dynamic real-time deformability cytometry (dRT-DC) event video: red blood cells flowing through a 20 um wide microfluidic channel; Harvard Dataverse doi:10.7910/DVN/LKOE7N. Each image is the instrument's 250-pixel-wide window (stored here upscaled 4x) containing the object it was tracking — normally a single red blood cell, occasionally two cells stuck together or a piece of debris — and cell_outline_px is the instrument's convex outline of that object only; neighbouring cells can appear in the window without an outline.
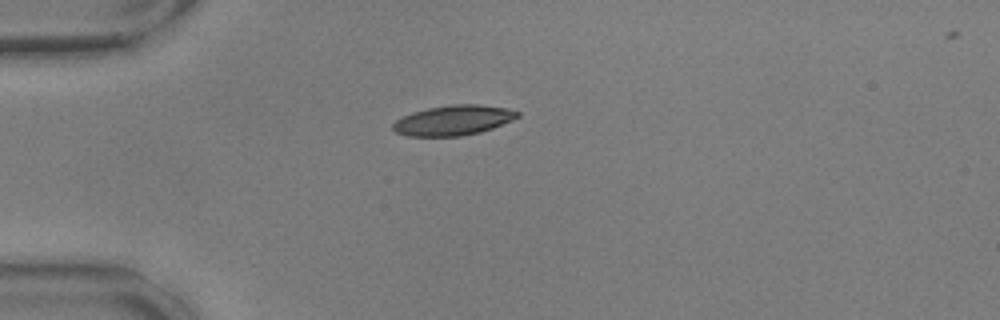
{"species": "common noctule bat (a hibernating species)", "species_latin": "Nyctalus noctula", "temperature_condition": "warm", "stored_images_in_passage": 42, "camera_frame_rate_fps": 3000, "um_per_image_px": 0.085, "animal": {"sex": "male", "body_mass_g": 17.9, "forearm_length_mm": 54.2}, "frame": {"image": 1, "passage_image": 1, "time_ms": 0.0, "image_size_px": [1000, 320], "cell_outline_px": [[520, 116], [512, 120], [492, 128], [480, 132], [460, 136], [404, 136], [396, 132], [392, 128], [392, 124], [396, 120], [412, 112], [428, 108], [452, 104], [480, 104], [508, 108], [520, 112]], "centroid_in_image_um": [38.54, 10.22], "position_along_channel_um": 46.5, "area_um2": 21.85}}
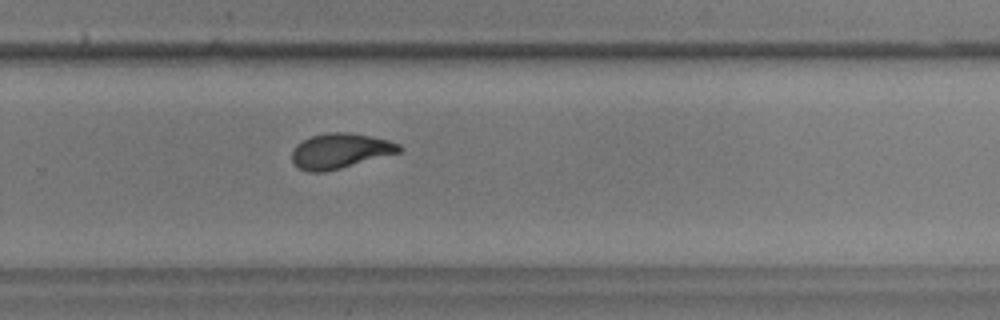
{"frame": {"image": 2, "passage_image": 24, "time_ms": 7.667, "image_size_px": [1000, 320], "cell_outline_px": [[404, 148], [400, 152], [340, 168], [324, 172], [308, 172], [292, 164], [292, 148], [296, 144], [312, 136], [328, 132], [348, 132], [372, 136], [388, 140], [400, 144]], "centroid_in_image_um": [28.9, 12.82], "position_along_channel_um": 300.9, "area_um2": 21.96}}
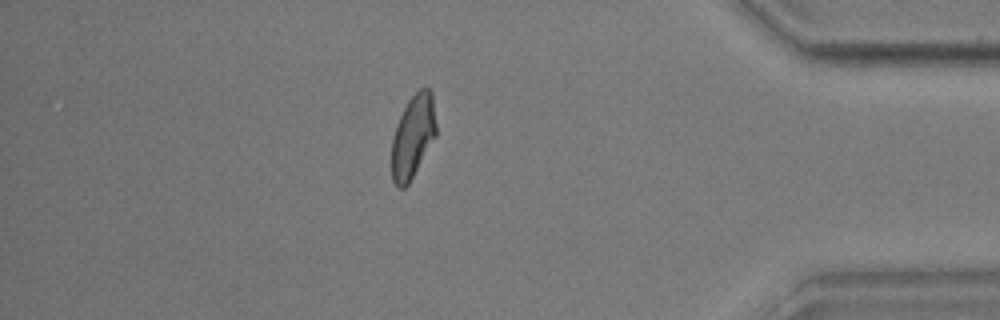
{"frame": {"image": 3, "passage_image": 35, "time_ms": 11.333, "image_size_px": [1000, 320], "cell_outline_px": [[436, 136], [408, 184], [404, 188], [400, 188], [392, 180], [392, 140], [396, 124], [408, 100], [420, 88], [428, 88], [432, 92], [436, 124]], "centroid_in_image_um": [35.1, 11.58], "position_along_channel_um": 400.1, "area_um2": 21.33}, "authors_computed_cell_mechanics": {"area_um2": 21.9062, "velocity_mm_per_s": 3.5802, "shape_relaxation_time_tau1_ms": 4.0039, "shape_relaxation_time_tau2_ms": 2.1865, "deformation_change_tau1": 0.1522, "deformation_change_tau2": 0.0756}}